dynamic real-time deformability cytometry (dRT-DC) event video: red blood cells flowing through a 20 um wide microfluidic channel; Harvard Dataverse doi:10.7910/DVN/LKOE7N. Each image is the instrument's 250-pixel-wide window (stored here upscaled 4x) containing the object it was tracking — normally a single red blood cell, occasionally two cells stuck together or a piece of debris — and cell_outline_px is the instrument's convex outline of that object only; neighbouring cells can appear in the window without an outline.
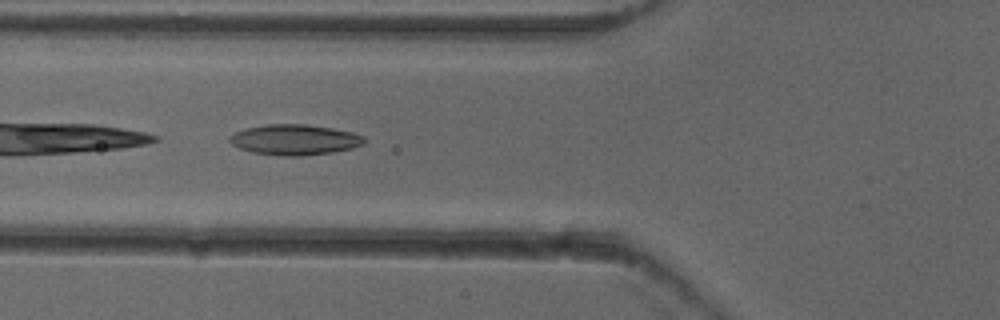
{"species": "common noctule bat (a hibernating species)", "species_latin": "Nyctalus noctula", "temperature_condition": "cold", "stored_images_in_passage": 34, "camera_frame_rate_fps": 3000, "um_per_image_px": 0.085, "animal": {"sex": "female"}, "frame": {"image": 1, "passage_image": 3, "time_ms": 0.667, "image_size_px": [1000, 320], "cell_outline_px": [[364, 144], [352, 148], [332, 152], [300, 156], [284, 156], [252, 152], [240, 148], [232, 144], [228, 140], [228, 136], [244, 128], [268, 124], [304, 124], [332, 128], [352, 132], [364, 136]], "centroid_in_image_um": [25.03, 11.87], "position_along_channel_um": 100.8, "area_um2": 23.87}}
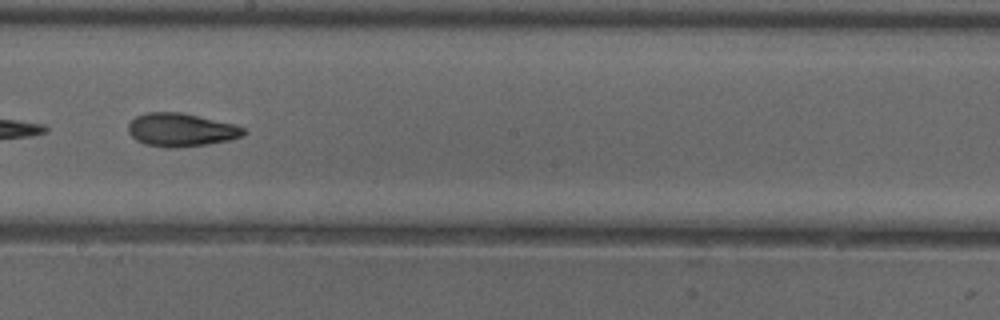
{"frame": {"image": 2, "passage_image": 13, "time_ms": 4.0, "image_size_px": [1000, 320], "cell_outline_px": [[248, 132], [244, 136], [228, 140], [208, 144], [176, 148], [168, 148], [144, 144], [136, 140], [128, 132], [128, 124], [136, 116], [148, 112], [180, 112], [236, 124], [244, 128]], "centroid_in_image_um": [15.41, 11.04], "position_along_channel_um": 232.8, "area_um2": 22.54}}
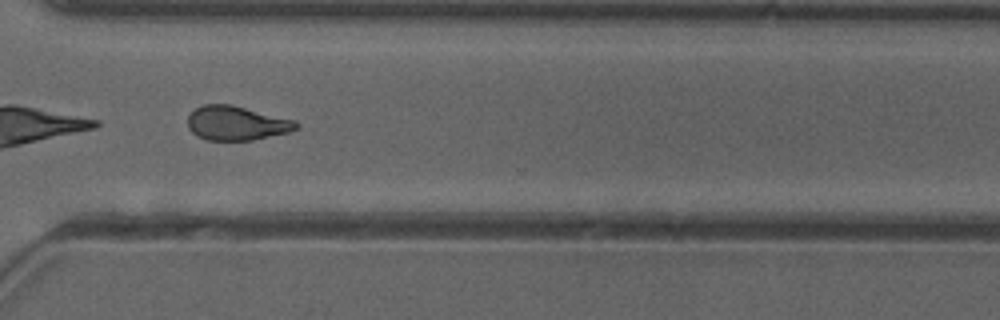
{"frame": {"image": 3, "passage_image": 22, "time_ms": 7.0, "image_size_px": [1000, 320], "cell_outline_px": [[300, 124], [296, 128], [288, 132], [252, 140], [208, 140], [196, 136], [188, 128], [188, 116], [196, 108], [204, 104], [232, 104], [296, 120]], "centroid_in_image_um": [20.1, 10.46], "position_along_channel_um": 350.5, "area_um2": 21.68}}